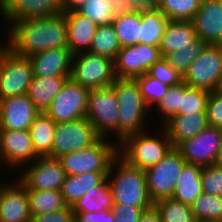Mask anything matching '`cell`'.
I'll list each match as a JSON object with an SVG mask.
<instances>
[{
  "mask_svg": "<svg viewBox=\"0 0 222 222\" xmlns=\"http://www.w3.org/2000/svg\"><path fill=\"white\" fill-rule=\"evenodd\" d=\"M207 44L200 38H197L192 45V48L181 49V51H174L166 54L163 58L167 63L177 70L181 75H185L186 71L194 60L205 49Z\"/></svg>",
  "mask_w": 222,
  "mask_h": 222,
  "instance_id": "38",
  "label": "cell"
},
{
  "mask_svg": "<svg viewBox=\"0 0 222 222\" xmlns=\"http://www.w3.org/2000/svg\"><path fill=\"white\" fill-rule=\"evenodd\" d=\"M153 205L162 222H197L190 205L172 198L159 199Z\"/></svg>",
  "mask_w": 222,
  "mask_h": 222,
  "instance_id": "35",
  "label": "cell"
},
{
  "mask_svg": "<svg viewBox=\"0 0 222 222\" xmlns=\"http://www.w3.org/2000/svg\"><path fill=\"white\" fill-rule=\"evenodd\" d=\"M33 77H70L73 54L68 48H55L29 57Z\"/></svg>",
  "mask_w": 222,
  "mask_h": 222,
  "instance_id": "21",
  "label": "cell"
},
{
  "mask_svg": "<svg viewBox=\"0 0 222 222\" xmlns=\"http://www.w3.org/2000/svg\"><path fill=\"white\" fill-rule=\"evenodd\" d=\"M186 160L172 147L164 158L145 171L148 193L153 202L172 198L174 189Z\"/></svg>",
  "mask_w": 222,
  "mask_h": 222,
  "instance_id": "9",
  "label": "cell"
},
{
  "mask_svg": "<svg viewBox=\"0 0 222 222\" xmlns=\"http://www.w3.org/2000/svg\"><path fill=\"white\" fill-rule=\"evenodd\" d=\"M90 90L68 78L45 113L55 122L86 118Z\"/></svg>",
  "mask_w": 222,
  "mask_h": 222,
  "instance_id": "12",
  "label": "cell"
},
{
  "mask_svg": "<svg viewBox=\"0 0 222 222\" xmlns=\"http://www.w3.org/2000/svg\"><path fill=\"white\" fill-rule=\"evenodd\" d=\"M209 93L208 90L188 86L185 89V96H182L181 109L176 115L206 112Z\"/></svg>",
  "mask_w": 222,
  "mask_h": 222,
  "instance_id": "41",
  "label": "cell"
},
{
  "mask_svg": "<svg viewBox=\"0 0 222 222\" xmlns=\"http://www.w3.org/2000/svg\"><path fill=\"white\" fill-rule=\"evenodd\" d=\"M101 136L87 119L56 123L52 144V158L81 150L96 143Z\"/></svg>",
  "mask_w": 222,
  "mask_h": 222,
  "instance_id": "11",
  "label": "cell"
},
{
  "mask_svg": "<svg viewBox=\"0 0 222 222\" xmlns=\"http://www.w3.org/2000/svg\"><path fill=\"white\" fill-rule=\"evenodd\" d=\"M202 169V166L186 163L177 180L172 199L191 206L194 200L203 193Z\"/></svg>",
  "mask_w": 222,
  "mask_h": 222,
  "instance_id": "26",
  "label": "cell"
},
{
  "mask_svg": "<svg viewBox=\"0 0 222 222\" xmlns=\"http://www.w3.org/2000/svg\"><path fill=\"white\" fill-rule=\"evenodd\" d=\"M62 11V0H0V17L2 24L29 18L47 17Z\"/></svg>",
  "mask_w": 222,
  "mask_h": 222,
  "instance_id": "17",
  "label": "cell"
},
{
  "mask_svg": "<svg viewBox=\"0 0 222 222\" xmlns=\"http://www.w3.org/2000/svg\"><path fill=\"white\" fill-rule=\"evenodd\" d=\"M183 80L190 87L208 91L220 89L222 84V45H207L190 65Z\"/></svg>",
  "mask_w": 222,
  "mask_h": 222,
  "instance_id": "10",
  "label": "cell"
},
{
  "mask_svg": "<svg viewBox=\"0 0 222 222\" xmlns=\"http://www.w3.org/2000/svg\"><path fill=\"white\" fill-rule=\"evenodd\" d=\"M121 45L112 24L98 25L88 52L115 60Z\"/></svg>",
  "mask_w": 222,
  "mask_h": 222,
  "instance_id": "33",
  "label": "cell"
},
{
  "mask_svg": "<svg viewBox=\"0 0 222 222\" xmlns=\"http://www.w3.org/2000/svg\"><path fill=\"white\" fill-rule=\"evenodd\" d=\"M141 44L159 46L163 36L167 17L158 9L141 10Z\"/></svg>",
  "mask_w": 222,
  "mask_h": 222,
  "instance_id": "32",
  "label": "cell"
},
{
  "mask_svg": "<svg viewBox=\"0 0 222 222\" xmlns=\"http://www.w3.org/2000/svg\"><path fill=\"white\" fill-rule=\"evenodd\" d=\"M206 114L210 126L222 129V90L210 91L206 104Z\"/></svg>",
  "mask_w": 222,
  "mask_h": 222,
  "instance_id": "44",
  "label": "cell"
},
{
  "mask_svg": "<svg viewBox=\"0 0 222 222\" xmlns=\"http://www.w3.org/2000/svg\"><path fill=\"white\" fill-rule=\"evenodd\" d=\"M118 155V145L109 138L101 137L93 145L59 157L67 175L88 172L108 173L113 159Z\"/></svg>",
  "mask_w": 222,
  "mask_h": 222,
  "instance_id": "5",
  "label": "cell"
},
{
  "mask_svg": "<svg viewBox=\"0 0 222 222\" xmlns=\"http://www.w3.org/2000/svg\"><path fill=\"white\" fill-rule=\"evenodd\" d=\"M107 178L114 205L153 206L145 171L130 165L119 155L111 162Z\"/></svg>",
  "mask_w": 222,
  "mask_h": 222,
  "instance_id": "2",
  "label": "cell"
},
{
  "mask_svg": "<svg viewBox=\"0 0 222 222\" xmlns=\"http://www.w3.org/2000/svg\"><path fill=\"white\" fill-rule=\"evenodd\" d=\"M214 165L222 167V141H221Z\"/></svg>",
  "mask_w": 222,
  "mask_h": 222,
  "instance_id": "52",
  "label": "cell"
},
{
  "mask_svg": "<svg viewBox=\"0 0 222 222\" xmlns=\"http://www.w3.org/2000/svg\"><path fill=\"white\" fill-rule=\"evenodd\" d=\"M6 28L2 42L18 55L30 57L49 49L68 48L64 12L19 20Z\"/></svg>",
  "mask_w": 222,
  "mask_h": 222,
  "instance_id": "1",
  "label": "cell"
},
{
  "mask_svg": "<svg viewBox=\"0 0 222 222\" xmlns=\"http://www.w3.org/2000/svg\"><path fill=\"white\" fill-rule=\"evenodd\" d=\"M144 101L152 110L167 94L169 86L151 77L148 73L135 78Z\"/></svg>",
  "mask_w": 222,
  "mask_h": 222,
  "instance_id": "39",
  "label": "cell"
},
{
  "mask_svg": "<svg viewBox=\"0 0 222 222\" xmlns=\"http://www.w3.org/2000/svg\"><path fill=\"white\" fill-rule=\"evenodd\" d=\"M196 31L191 21H168L159 44L161 56L181 49L192 48L197 39Z\"/></svg>",
  "mask_w": 222,
  "mask_h": 222,
  "instance_id": "24",
  "label": "cell"
},
{
  "mask_svg": "<svg viewBox=\"0 0 222 222\" xmlns=\"http://www.w3.org/2000/svg\"><path fill=\"white\" fill-rule=\"evenodd\" d=\"M159 128V133L154 135L147 129L126 137L118 144V155L143 171L158 164L173 147L167 132L162 126Z\"/></svg>",
  "mask_w": 222,
  "mask_h": 222,
  "instance_id": "4",
  "label": "cell"
},
{
  "mask_svg": "<svg viewBox=\"0 0 222 222\" xmlns=\"http://www.w3.org/2000/svg\"><path fill=\"white\" fill-rule=\"evenodd\" d=\"M67 46L73 55L88 52L98 25L77 11L64 12Z\"/></svg>",
  "mask_w": 222,
  "mask_h": 222,
  "instance_id": "22",
  "label": "cell"
},
{
  "mask_svg": "<svg viewBox=\"0 0 222 222\" xmlns=\"http://www.w3.org/2000/svg\"><path fill=\"white\" fill-rule=\"evenodd\" d=\"M27 166V167H26ZM23 167L17 179L26 189L61 190L67 177L57 158L39 156L34 162Z\"/></svg>",
  "mask_w": 222,
  "mask_h": 222,
  "instance_id": "13",
  "label": "cell"
},
{
  "mask_svg": "<svg viewBox=\"0 0 222 222\" xmlns=\"http://www.w3.org/2000/svg\"><path fill=\"white\" fill-rule=\"evenodd\" d=\"M118 108L119 106L116 93L111 86L90 90L88 95L86 118L92 123L96 132L101 137L109 138L112 141L115 140L114 142L117 143V145L119 118Z\"/></svg>",
  "mask_w": 222,
  "mask_h": 222,
  "instance_id": "7",
  "label": "cell"
},
{
  "mask_svg": "<svg viewBox=\"0 0 222 222\" xmlns=\"http://www.w3.org/2000/svg\"><path fill=\"white\" fill-rule=\"evenodd\" d=\"M147 73L169 87L184 82L183 75L170 66L163 57L155 62Z\"/></svg>",
  "mask_w": 222,
  "mask_h": 222,
  "instance_id": "42",
  "label": "cell"
},
{
  "mask_svg": "<svg viewBox=\"0 0 222 222\" xmlns=\"http://www.w3.org/2000/svg\"><path fill=\"white\" fill-rule=\"evenodd\" d=\"M222 141V129L208 125L194 138L182 141L176 149L188 164L214 165Z\"/></svg>",
  "mask_w": 222,
  "mask_h": 222,
  "instance_id": "15",
  "label": "cell"
},
{
  "mask_svg": "<svg viewBox=\"0 0 222 222\" xmlns=\"http://www.w3.org/2000/svg\"><path fill=\"white\" fill-rule=\"evenodd\" d=\"M162 58L159 46L136 44L121 47L115 60L116 78L135 79L146 74L149 68Z\"/></svg>",
  "mask_w": 222,
  "mask_h": 222,
  "instance_id": "14",
  "label": "cell"
},
{
  "mask_svg": "<svg viewBox=\"0 0 222 222\" xmlns=\"http://www.w3.org/2000/svg\"><path fill=\"white\" fill-rule=\"evenodd\" d=\"M37 158L39 156L33 149L29 130H0V160L4 168L7 165L9 169L19 170L20 167L21 170Z\"/></svg>",
  "mask_w": 222,
  "mask_h": 222,
  "instance_id": "16",
  "label": "cell"
},
{
  "mask_svg": "<svg viewBox=\"0 0 222 222\" xmlns=\"http://www.w3.org/2000/svg\"><path fill=\"white\" fill-rule=\"evenodd\" d=\"M121 47L136 45L141 39V10L116 16L112 23Z\"/></svg>",
  "mask_w": 222,
  "mask_h": 222,
  "instance_id": "31",
  "label": "cell"
},
{
  "mask_svg": "<svg viewBox=\"0 0 222 222\" xmlns=\"http://www.w3.org/2000/svg\"><path fill=\"white\" fill-rule=\"evenodd\" d=\"M197 37L207 45H222V7L220 0H202L191 20Z\"/></svg>",
  "mask_w": 222,
  "mask_h": 222,
  "instance_id": "20",
  "label": "cell"
},
{
  "mask_svg": "<svg viewBox=\"0 0 222 222\" xmlns=\"http://www.w3.org/2000/svg\"><path fill=\"white\" fill-rule=\"evenodd\" d=\"M87 2L88 0H62V11H76Z\"/></svg>",
  "mask_w": 222,
  "mask_h": 222,
  "instance_id": "51",
  "label": "cell"
},
{
  "mask_svg": "<svg viewBox=\"0 0 222 222\" xmlns=\"http://www.w3.org/2000/svg\"><path fill=\"white\" fill-rule=\"evenodd\" d=\"M202 0H159L157 8L168 21H191L198 12Z\"/></svg>",
  "mask_w": 222,
  "mask_h": 222,
  "instance_id": "36",
  "label": "cell"
},
{
  "mask_svg": "<svg viewBox=\"0 0 222 222\" xmlns=\"http://www.w3.org/2000/svg\"><path fill=\"white\" fill-rule=\"evenodd\" d=\"M32 78L30 58L18 55L0 43V100L27 94Z\"/></svg>",
  "mask_w": 222,
  "mask_h": 222,
  "instance_id": "6",
  "label": "cell"
},
{
  "mask_svg": "<svg viewBox=\"0 0 222 222\" xmlns=\"http://www.w3.org/2000/svg\"><path fill=\"white\" fill-rule=\"evenodd\" d=\"M206 112L179 114L171 117L162 127L173 147L194 138L208 126Z\"/></svg>",
  "mask_w": 222,
  "mask_h": 222,
  "instance_id": "23",
  "label": "cell"
},
{
  "mask_svg": "<svg viewBox=\"0 0 222 222\" xmlns=\"http://www.w3.org/2000/svg\"><path fill=\"white\" fill-rule=\"evenodd\" d=\"M55 127L56 123L45 112H40L28 129L33 149L38 156L52 157Z\"/></svg>",
  "mask_w": 222,
  "mask_h": 222,
  "instance_id": "29",
  "label": "cell"
},
{
  "mask_svg": "<svg viewBox=\"0 0 222 222\" xmlns=\"http://www.w3.org/2000/svg\"><path fill=\"white\" fill-rule=\"evenodd\" d=\"M108 173L88 172L79 175H67L61 187V193L68 206H72L92 188L99 185Z\"/></svg>",
  "mask_w": 222,
  "mask_h": 222,
  "instance_id": "27",
  "label": "cell"
},
{
  "mask_svg": "<svg viewBox=\"0 0 222 222\" xmlns=\"http://www.w3.org/2000/svg\"><path fill=\"white\" fill-rule=\"evenodd\" d=\"M80 15L88 17L97 25H109L114 21L110 0H88L76 10Z\"/></svg>",
  "mask_w": 222,
  "mask_h": 222,
  "instance_id": "40",
  "label": "cell"
},
{
  "mask_svg": "<svg viewBox=\"0 0 222 222\" xmlns=\"http://www.w3.org/2000/svg\"><path fill=\"white\" fill-rule=\"evenodd\" d=\"M187 87L188 85L185 82L170 86L167 94L161 99L156 107L152 109L153 111L151 112L157 111L158 113H161V117H159L161 118L160 126L167 122L171 117L175 116L181 109L182 96H185V89Z\"/></svg>",
  "mask_w": 222,
  "mask_h": 222,
  "instance_id": "37",
  "label": "cell"
},
{
  "mask_svg": "<svg viewBox=\"0 0 222 222\" xmlns=\"http://www.w3.org/2000/svg\"><path fill=\"white\" fill-rule=\"evenodd\" d=\"M40 114L27 94L0 100V130H28Z\"/></svg>",
  "mask_w": 222,
  "mask_h": 222,
  "instance_id": "18",
  "label": "cell"
},
{
  "mask_svg": "<svg viewBox=\"0 0 222 222\" xmlns=\"http://www.w3.org/2000/svg\"><path fill=\"white\" fill-rule=\"evenodd\" d=\"M70 77H33L27 95L40 112H45Z\"/></svg>",
  "mask_w": 222,
  "mask_h": 222,
  "instance_id": "25",
  "label": "cell"
},
{
  "mask_svg": "<svg viewBox=\"0 0 222 222\" xmlns=\"http://www.w3.org/2000/svg\"><path fill=\"white\" fill-rule=\"evenodd\" d=\"M150 207H135L127 205H113L114 222H139V218L145 209Z\"/></svg>",
  "mask_w": 222,
  "mask_h": 222,
  "instance_id": "45",
  "label": "cell"
},
{
  "mask_svg": "<svg viewBox=\"0 0 222 222\" xmlns=\"http://www.w3.org/2000/svg\"><path fill=\"white\" fill-rule=\"evenodd\" d=\"M111 87L118 101V144L126 137L145 131L151 109L144 101L135 79L116 78Z\"/></svg>",
  "mask_w": 222,
  "mask_h": 222,
  "instance_id": "3",
  "label": "cell"
},
{
  "mask_svg": "<svg viewBox=\"0 0 222 222\" xmlns=\"http://www.w3.org/2000/svg\"><path fill=\"white\" fill-rule=\"evenodd\" d=\"M31 216L47 214L65 209V203L60 190L26 189Z\"/></svg>",
  "mask_w": 222,
  "mask_h": 222,
  "instance_id": "30",
  "label": "cell"
},
{
  "mask_svg": "<svg viewBox=\"0 0 222 222\" xmlns=\"http://www.w3.org/2000/svg\"><path fill=\"white\" fill-rule=\"evenodd\" d=\"M197 222H222V197L202 193L191 205Z\"/></svg>",
  "mask_w": 222,
  "mask_h": 222,
  "instance_id": "34",
  "label": "cell"
},
{
  "mask_svg": "<svg viewBox=\"0 0 222 222\" xmlns=\"http://www.w3.org/2000/svg\"><path fill=\"white\" fill-rule=\"evenodd\" d=\"M114 219L112 209H106L98 213H76L74 215L75 222H114Z\"/></svg>",
  "mask_w": 222,
  "mask_h": 222,
  "instance_id": "47",
  "label": "cell"
},
{
  "mask_svg": "<svg viewBox=\"0 0 222 222\" xmlns=\"http://www.w3.org/2000/svg\"><path fill=\"white\" fill-rule=\"evenodd\" d=\"M203 193L222 197V167L204 166L201 172Z\"/></svg>",
  "mask_w": 222,
  "mask_h": 222,
  "instance_id": "43",
  "label": "cell"
},
{
  "mask_svg": "<svg viewBox=\"0 0 222 222\" xmlns=\"http://www.w3.org/2000/svg\"><path fill=\"white\" fill-rule=\"evenodd\" d=\"M113 205L112 193L106 177L99 185L78 199L71 206V210L74 215L76 213H98L106 209H112Z\"/></svg>",
  "mask_w": 222,
  "mask_h": 222,
  "instance_id": "28",
  "label": "cell"
},
{
  "mask_svg": "<svg viewBox=\"0 0 222 222\" xmlns=\"http://www.w3.org/2000/svg\"><path fill=\"white\" fill-rule=\"evenodd\" d=\"M136 10L157 8L159 0H129Z\"/></svg>",
  "mask_w": 222,
  "mask_h": 222,
  "instance_id": "50",
  "label": "cell"
},
{
  "mask_svg": "<svg viewBox=\"0 0 222 222\" xmlns=\"http://www.w3.org/2000/svg\"><path fill=\"white\" fill-rule=\"evenodd\" d=\"M70 78L89 90L110 87L116 80L114 61L90 52L75 54Z\"/></svg>",
  "mask_w": 222,
  "mask_h": 222,
  "instance_id": "8",
  "label": "cell"
},
{
  "mask_svg": "<svg viewBox=\"0 0 222 222\" xmlns=\"http://www.w3.org/2000/svg\"><path fill=\"white\" fill-rule=\"evenodd\" d=\"M139 222H162V221H161L159 212L153 205L142 212L139 218Z\"/></svg>",
  "mask_w": 222,
  "mask_h": 222,
  "instance_id": "49",
  "label": "cell"
},
{
  "mask_svg": "<svg viewBox=\"0 0 222 222\" xmlns=\"http://www.w3.org/2000/svg\"><path fill=\"white\" fill-rule=\"evenodd\" d=\"M2 182L0 180V222H31L25 186L18 179Z\"/></svg>",
  "mask_w": 222,
  "mask_h": 222,
  "instance_id": "19",
  "label": "cell"
},
{
  "mask_svg": "<svg viewBox=\"0 0 222 222\" xmlns=\"http://www.w3.org/2000/svg\"><path fill=\"white\" fill-rule=\"evenodd\" d=\"M31 222H75L71 206L47 214L33 216Z\"/></svg>",
  "mask_w": 222,
  "mask_h": 222,
  "instance_id": "46",
  "label": "cell"
},
{
  "mask_svg": "<svg viewBox=\"0 0 222 222\" xmlns=\"http://www.w3.org/2000/svg\"><path fill=\"white\" fill-rule=\"evenodd\" d=\"M111 7L113 9V15L120 16L127 14L130 11L136 10L129 0H110Z\"/></svg>",
  "mask_w": 222,
  "mask_h": 222,
  "instance_id": "48",
  "label": "cell"
}]
</instances>
